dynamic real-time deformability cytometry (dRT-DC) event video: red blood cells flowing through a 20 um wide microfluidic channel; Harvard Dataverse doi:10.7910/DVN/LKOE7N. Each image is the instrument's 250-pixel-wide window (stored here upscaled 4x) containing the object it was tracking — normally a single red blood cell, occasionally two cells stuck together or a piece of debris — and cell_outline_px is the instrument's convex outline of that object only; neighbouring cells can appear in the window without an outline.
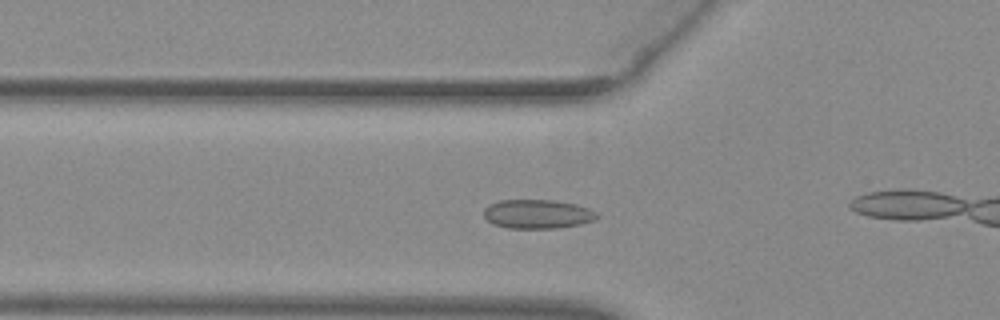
{"species": "common noctule bat (a hibernating species)", "species_latin": "Nyctalus noctula", "temperature_condition": "warm", "stored_images_in_passage": 44, "camera_frame_rate_fps": 3000, "um_per_image_px": 0.085, "animal": {"sex": "female", "body_mass_g": 29.2, "forearm_length_mm": 56.3}, "frame": {"image": 1, "passage_image": 9, "time_ms": 2.667, "image_size_px": [1000, 320], "cell_outline_px": [[600, 216], [596, 220], [580, 224], [556, 228], [508, 228], [492, 224], [484, 216], [484, 208], [488, 204], [500, 200], [552, 200], [576, 204], [588, 208], [596, 212]], "centroid_in_image_um": [45.69, 18.19], "position_along_channel_um": 80.1, "area_um2": 19.25}}
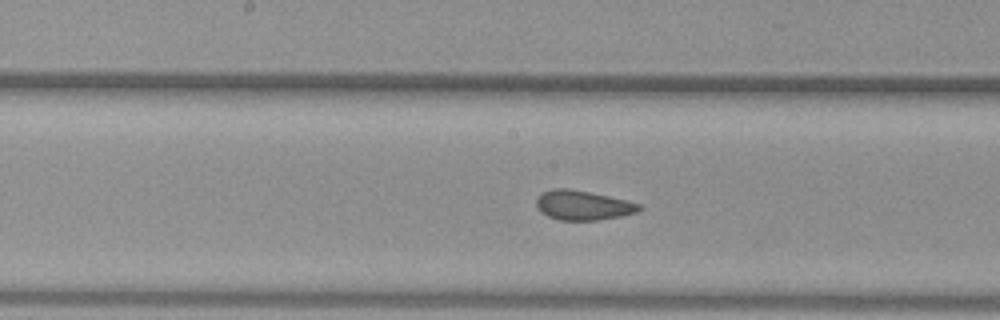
{"frame": {"image": 2, "passage_image": 18, "time_ms": 5.667, "image_size_px": [1000, 320], "cell_outline_px": [[644, 208], [636, 212], [620, 216], [596, 220], [560, 220], [548, 216], [540, 212], [536, 204], [536, 200], [544, 192], [552, 188], [568, 188], [628, 200], [640, 204]], "centroid_in_image_um": [49.56, 17.45], "position_along_channel_um": 198.6, "area_um2": 17.57}}
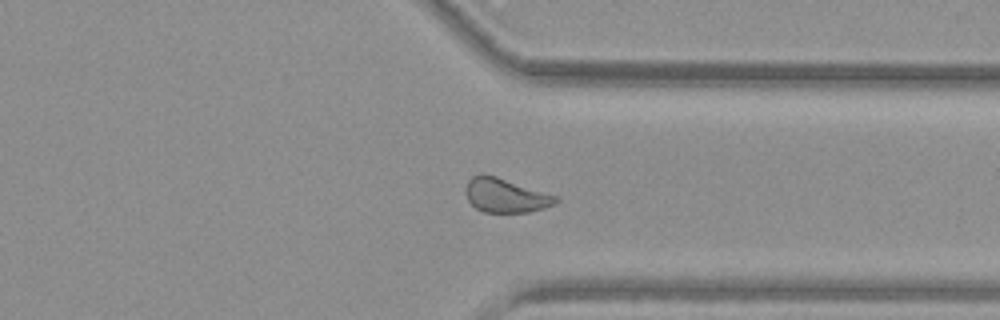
{"frame": {"image": 3, "passage_image": 31, "time_ms": 10.0, "image_size_px": [1000, 320], "cell_outline_px": [[560, 200], [556, 204], [544, 208], [528, 212], [484, 212], [476, 208], [468, 200], [464, 188], [468, 180], [472, 176], [480, 172], [484, 172], [560, 196]], "centroid_in_image_um": [42.99, 16.58], "position_along_channel_um": 368.4, "area_um2": 18.38}, "authors_computed_cell_mechanics": {"area_um2": 18.3226, "velocity_mm_per_s": 3.9302, "shape_relaxation_time_tau1_ms": 7.8508, "shape_relaxation_time_tau2_ms": 0.5507, "deformation_change_tau1": 0.1205, "deformation_change_tau2": 0.0524}}